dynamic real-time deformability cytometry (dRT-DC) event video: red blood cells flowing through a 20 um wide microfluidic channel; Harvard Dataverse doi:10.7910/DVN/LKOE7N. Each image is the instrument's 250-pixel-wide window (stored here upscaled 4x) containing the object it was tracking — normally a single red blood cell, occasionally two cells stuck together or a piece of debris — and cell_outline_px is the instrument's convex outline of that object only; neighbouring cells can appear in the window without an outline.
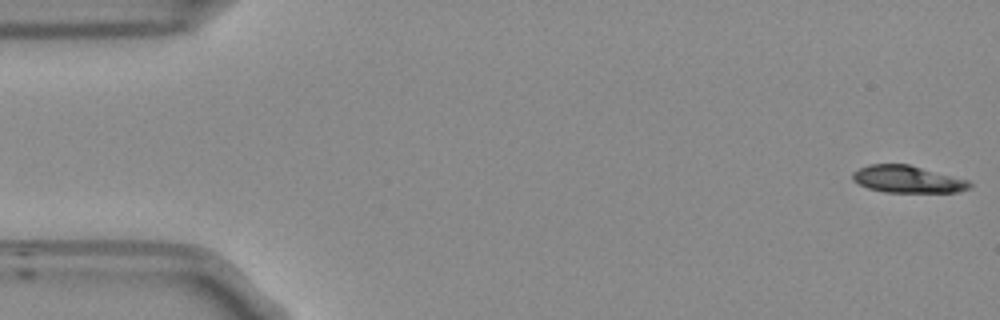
{"species": "Egyptian fruit bat (a non-hibernating species)", "species_latin": "Rousettus aegyptiacus", "temperature_condition": "room temperature", "stored_images_in_passage": 53, "camera_frame_rate_fps": 3000, "um_per_image_px": 0.085, "frame": {"image": 1, "passage_image": 1, "time_ms": 0.0, "image_size_px": [1000, 320], "cell_outline_px": [[972, 188], [956, 192], [884, 192], [868, 188], [852, 180], [852, 172], [868, 164], [908, 164], [968, 180], [972, 184]], "centroid_in_image_um": [77.13, 15.24], "position_along_channel_um": 7.9, "area_um2": 18.44}}
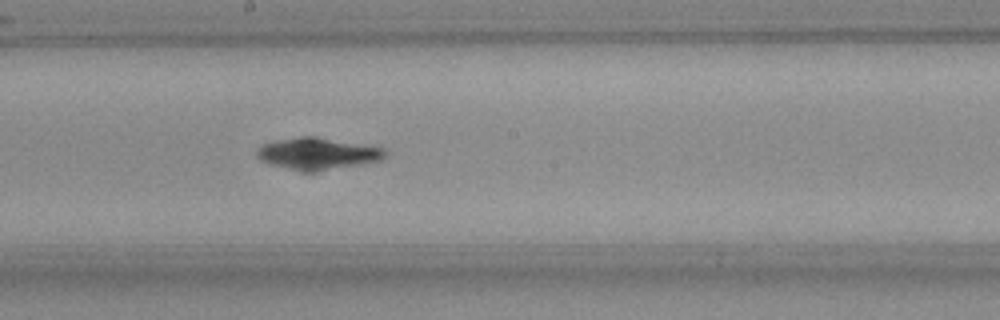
{"frame": {"image": 2, "passage_image": 28, "time_ms": 9.0, "image_size_px": [1000, 320], "cell_outline_px": [[388, 152], [380, 160], [312, 172], [288, 168], [268, 164], [260, 160], [256, 156], [256, 152], [264, 144], [276, 140], [300, 136], [316, 136], [384, 148]], "centroid_in_image_um": [26.96, 13.04], "position_along_channel_um": 221.2, "area_um2": 23.35}}
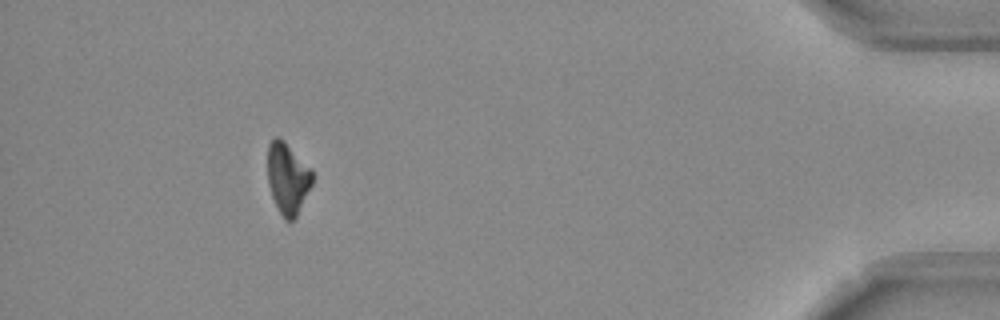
{"frame": {"image": 3, "passage_image": 48, "time_ms": 15.667, "image_size_px": [1000, 320], "cell_outline_px": [[312, 184], [296, 216], [292, 220], [284, 220], [272, 196], [268, 184], [268, 144], [276, 136], [284, 140], [312, 168]], "centroid_in_image_um": [24.45, 15.12], "position_along_channel_um": 410.7, "area_um2": 18.44}, "authors_computed_cell_mechanics": {"area_um2": 20.3456, "velocity_mm_per_s": 3.8003, "shape_relaxation_time_tau1_ms": 4.3418, "shape_relaxation_time_tau2_ms": null, "deformation_change_tau1": 0.148, "deformation_change_tau2": null}}